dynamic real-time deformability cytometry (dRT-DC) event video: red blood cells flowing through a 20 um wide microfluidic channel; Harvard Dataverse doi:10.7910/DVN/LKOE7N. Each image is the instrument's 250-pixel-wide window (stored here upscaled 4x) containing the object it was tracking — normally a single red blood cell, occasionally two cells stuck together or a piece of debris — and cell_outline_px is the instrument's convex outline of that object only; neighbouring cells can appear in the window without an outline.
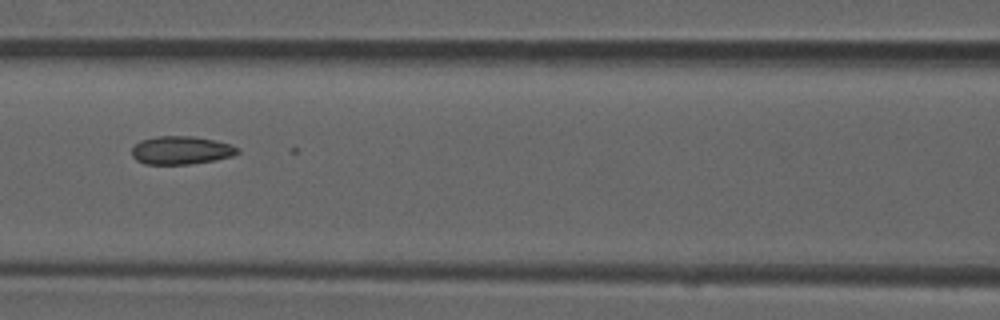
{"species": "common noctule bat (a hibernating species)", "species_latin": "Nyctalus noctula", "temperature_condition": "room temperature", "stored_images_in_passage": 7, "camera_frame_rate_fps": 3000, "um_per_image_px": 0.085, "animal": {"sex": "male", "forearm_length_mm": 52.5}, "frame": {"image": 1, "passage_image": 6, "time_ms": 1.667, "image_size_px": [1000, 320], "cell_outline_px": [[240, 152], [232, 156], [216, 160], [188, 164], [144, 164], [136, 160], [132, 156], [132, 148], [140, 140], [156, 136], [192, 136], [216, 140], [232, 144], [240, 148]], "centroid_in_image_um": [15.42, 12.77], "position_along_channel_um": 151.2, "area_um2": 17.57}}